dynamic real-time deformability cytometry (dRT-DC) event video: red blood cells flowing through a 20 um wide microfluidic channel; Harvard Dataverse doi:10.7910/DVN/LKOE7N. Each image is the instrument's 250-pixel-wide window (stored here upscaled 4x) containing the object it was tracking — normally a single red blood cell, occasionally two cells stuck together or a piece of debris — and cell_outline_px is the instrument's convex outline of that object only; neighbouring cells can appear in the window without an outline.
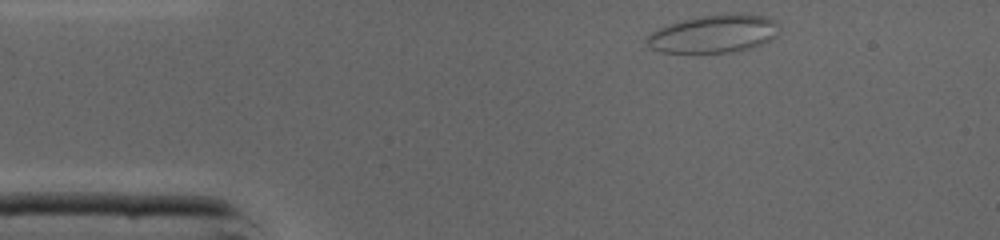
{"species": "common noctule bat (a hibernating species)", "species_latin": "Nyctalus noctula", "temperature_condition": "cold", "stored_images_in_passage": 40, "camera_frame_rate_fps": 3000, "um_per_image_px": 0.085, "animal": {"sex": "male", "body_mass_g": 19.0, "forearm_length_mm": 50.8}, "frame": {"image": 1, "passage_image": 1, "time_ms": 0.0, "image_size_px": [1000, 240], "cell_outline_px": [[776, 36], [772, 40], [752, 48], [736, 52], [660, 52], [648, 48], [644, 40], [652, 32], [668, 24], [700, 16], [764, 16], [776, 20]], "centroid_in_image_um": [60.62, 2.93], "position_along_channel_um": 24.4, "area_um2": 28.5}}
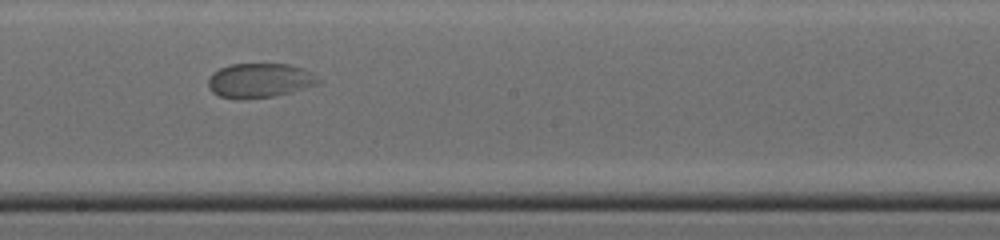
{"frame": {"image": 2, "passage_image": 19, "time_ms": 6.0, "image_size_px": [1000, 240], "cell_outline_px": [[324, 80], [320, 84], [292, 92], [276, 96], [240, 100], [220, 96], [212, 92], [208, 88], [208, 80], [212, 72], [220, 68], [232, 64], [288, 64], [304, 68]], "centroid_in_image_um": [22.11, 6.85], "position_along_channel_um": 226.1, "area_um2": 22.54}}
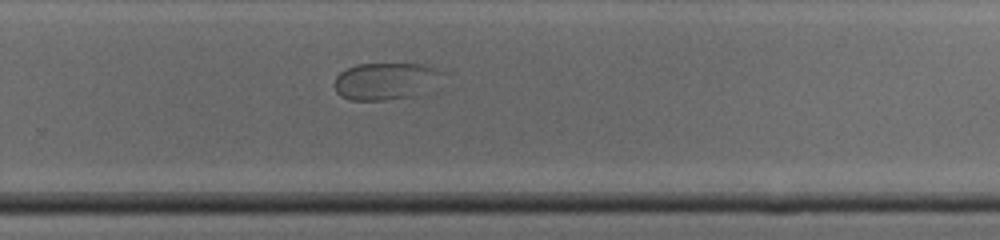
{"frame": {"image": 3, "passage_image": 24, "time_ms": 7.667, "image_size_px": [1000, 240], "cell_outline_px": [[444, 72], [416, 96], [384, 100], [348, 100], [340, 96], [336, 92], [332, 84], [336, 76], [340, 72], [356, 64], [424, 64], [436, 68]], "centroid_in_image_um": [32.65, 6.89], "position_along_channel_um": 297.1, "area_um2": 23.06}}